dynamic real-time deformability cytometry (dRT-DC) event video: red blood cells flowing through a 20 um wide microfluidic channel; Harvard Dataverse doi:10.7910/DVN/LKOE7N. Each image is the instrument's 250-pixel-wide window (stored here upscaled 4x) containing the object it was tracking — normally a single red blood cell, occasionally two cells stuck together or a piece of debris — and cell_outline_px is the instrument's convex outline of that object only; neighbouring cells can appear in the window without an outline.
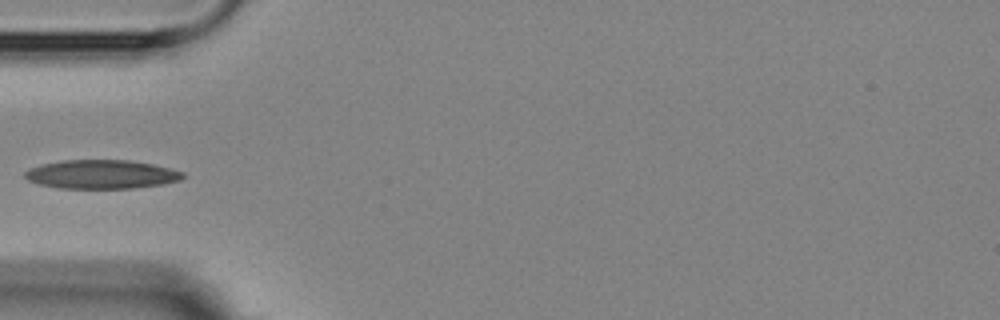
{"species": "Egyptian fruit bat (a non-hibernating species)", "species_latin": "Rousettus aegyptiacus", "temperature_condition": "room temperature", "stored_images_in_passage": 4, "camera_frame_rate_fps": 3000, "um_per_image_px": 0.085, "animal": {"sex": "female"}, "frame": {"image": 1, "passage_image": 4, "time_ms": 4.333, "image_size_px": [1000, 320], "cell_outline_px": [[184, 176], [180, 180], [160, 184], [132, 188], [60, 188], [40, 184], [28, 180], [24, 176], [24, 172], [32, 168], [44, 164], [64, 160], [128, 160], [152, 164], [184, 172]], "centroid_in_image_um": [8.62, 14.82], "position_along_channel_um": 76.4, "area_um2": 26.13}}